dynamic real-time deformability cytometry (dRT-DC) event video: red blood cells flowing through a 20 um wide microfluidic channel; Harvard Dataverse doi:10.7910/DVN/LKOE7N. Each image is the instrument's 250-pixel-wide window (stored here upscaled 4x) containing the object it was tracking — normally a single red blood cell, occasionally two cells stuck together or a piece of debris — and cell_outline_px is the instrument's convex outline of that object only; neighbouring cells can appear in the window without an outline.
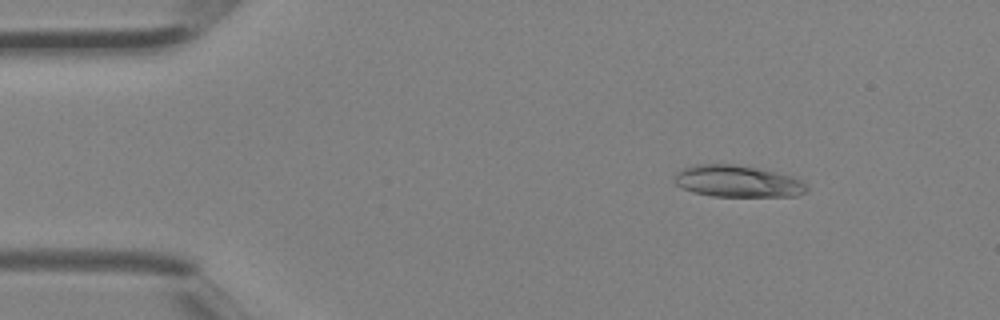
{"species": "Egyptian fruit bat (a non-hibernating species)", "species_latin": "Rousettus aegyptiacus", "temperature_condition": "room temperature", "stored_images_in_passage": 3, "camera_frame_rate_fps": 3000, "um_per_image_px": 0.085, "animal": {"sex": "female"}, "frame": {"image": 1, "passage_image": 1, "time_ms": 0.0, "image_size_px": [1000, 320], "cell_outline_px": [[808, 188], [804, 192], [796, 196], [712, 196], [692, 192], [676, 184], [676, 172], [684, 168], [696, 164], [736, 164], [776, 172], [792, 176], [808, 184]], "centroid_in_image_um": [62.72, 15.41], "position_along_channel_um": 22.3, "area_um2": 24.33}}
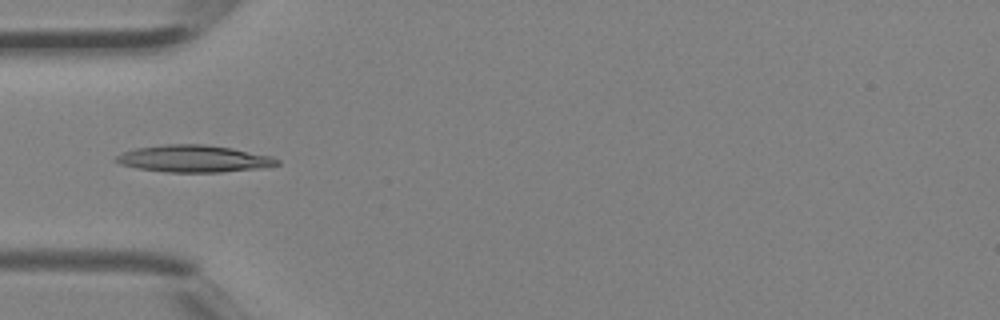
{"frame": {"image": 2, "passage_image": 3, "time_ms": 0.667, "image_size_px": [1000, 320], "cell_outline_px": [[280, 164], [260, 168], [220, 172], [168, 172], [136, 168], [120, 164], [112, 160], [116, 156], [124, 152], [136, 148], [164, 144], [204, 144], [232, 148], [272, 156], [280, 160]], "centroid_in_image_um": [16.47, 13.49], "position_along_channel_um": 68.5, "area_um2": 25.37}}